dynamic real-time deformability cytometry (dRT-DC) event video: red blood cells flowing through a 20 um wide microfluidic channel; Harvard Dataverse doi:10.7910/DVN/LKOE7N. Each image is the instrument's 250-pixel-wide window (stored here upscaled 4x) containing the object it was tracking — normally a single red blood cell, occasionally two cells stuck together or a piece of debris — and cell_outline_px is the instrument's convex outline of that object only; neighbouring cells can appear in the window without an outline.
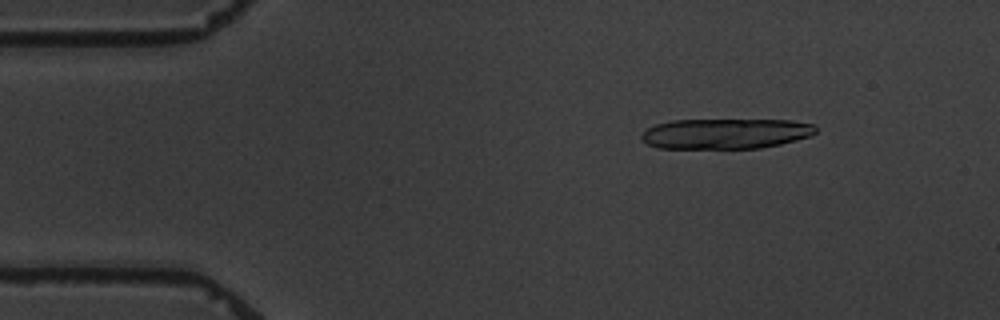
{"species": "common noctule bat (a hibernating species)", "species_latin": "Nyctalus noctula", "temperature_condition": "warm", "stored_images_in_passage": 4, "camera_frame_rate_fps": 3000, "um_per_image_px": 0.085, "animal": {"sex": "male", "body_mass_g": 19.5, "forearm_length_mm": 54.6}, "frame": {"image": 1, "passage_image": 2, "time_ms": 1.0, "image_size_px": [1000, 320], "cell_outline_px": [[816, 132], [812, 136], [780, 144], [760, 148], [660, 148], [648, 144], [640, 136], [648, 128], [656, 124], [672, 120], [792, 120], [816, 124]], "centroid_in_image_um": [61.73, 11.35], "position_along_channel_um": 23.3, "area_um2": 30.81}}